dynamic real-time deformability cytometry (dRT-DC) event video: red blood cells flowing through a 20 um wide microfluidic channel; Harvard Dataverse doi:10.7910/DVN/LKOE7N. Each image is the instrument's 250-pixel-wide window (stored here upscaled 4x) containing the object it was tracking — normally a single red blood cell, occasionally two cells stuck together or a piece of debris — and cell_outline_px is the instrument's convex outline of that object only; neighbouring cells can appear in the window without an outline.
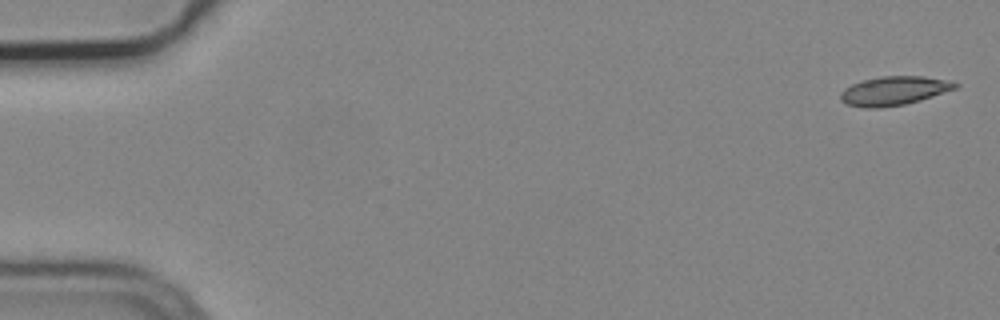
{"species": "common noctule bat (a hibernating species)", "species_latin": "Nyctalus noctula", "temperature_condition": "cold", "stored_images_in_passage": 4, "camera_frame_rate_fps": 3000, "um_per_image_px": 0.085, "animal": {"sex": "male", "body_mass_g": 19.2, "forearm_length_mm": 51.8}, "frame": {"image": 1, "passage_image": 1, "time_ms": 0.0, "image_size_px": [1000, 320], "cell_outline_px": [[960, 84], [956, 88], [920, 100], [904, 104], [880, 108], [864, 108], [848, 104], [840, 100], [840, 92], [844, 88], [860, 80], [880, 76], [924, 76], [948, 80]], "centroid_in_image_um": [75.95, 7.71], "position_along_channel_um": 9.1, "area_um2": 19.36}}
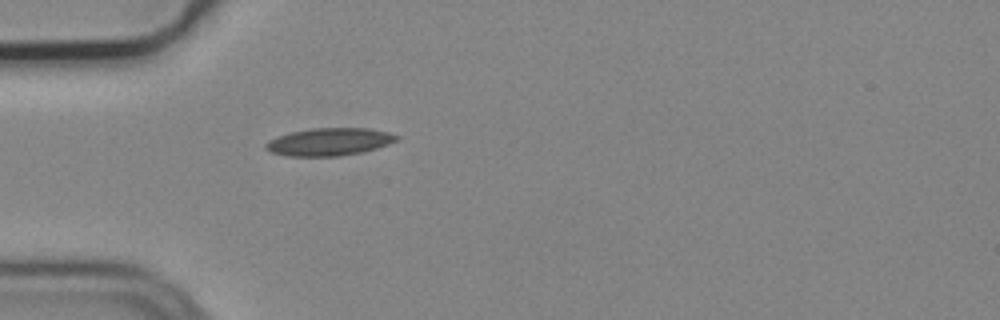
{"frame": {"image": 2, "passage_image": 4, "time_ms": 1.0, "image_size_px": [1000, 320], "cell_outline_px": [[400, 136], [396, 140], [388, 144], [376, 148], [360, 152], [340, 156], [288, 156], [272, 152], [264, 148], [264, 144], [268, 140], [276, 136], [292, 132], [312, 128], [368, 128], [388, 132]], "centroid_in_image_um": [27.96, 12.05], "position_along_channel_um": 57.0, "area_um2": 20.98}}